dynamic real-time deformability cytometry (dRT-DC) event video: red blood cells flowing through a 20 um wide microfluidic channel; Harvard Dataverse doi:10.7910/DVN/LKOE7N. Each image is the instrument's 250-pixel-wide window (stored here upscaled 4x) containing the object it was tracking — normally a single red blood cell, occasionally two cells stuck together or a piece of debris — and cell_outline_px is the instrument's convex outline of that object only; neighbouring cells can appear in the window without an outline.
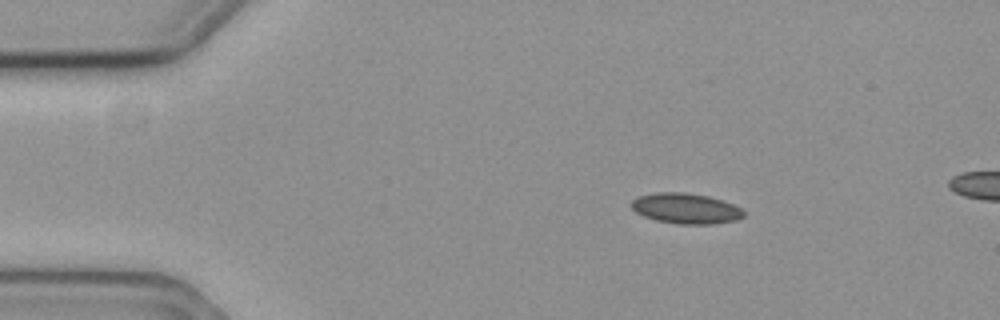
{"species": "common noctule bat (a hibernating species)", "species_latin": "Nyctalus noctula", "temperature_condition": "cold", "stored_images_in_passage": 9, "camera_frame_rate_fps": 3000, "um_per_image_px": 0.085, "animal": {"sex": "female", "body_mass_g": 19.3, "forearm_length_mm": 54.1}, "frame": {"image": 1, "passage_image": 1, "time_ms": 0.0, "image_size_px": [1000, 320], "cell_outline_px": [[744, 216], [736, 220], [716, 224], [676, 224], [656, 220], [644, 216], [636, 212], [632, 208], [632, 200], [640, 196], [656, 192], [684, 192], [708, 196], [724, 200], [740, 208], [744, 212]], "centroid_in_image_um": [58.31, 17.72], "position_along_channel_um": 26.7, "area_um2": 19.94}}